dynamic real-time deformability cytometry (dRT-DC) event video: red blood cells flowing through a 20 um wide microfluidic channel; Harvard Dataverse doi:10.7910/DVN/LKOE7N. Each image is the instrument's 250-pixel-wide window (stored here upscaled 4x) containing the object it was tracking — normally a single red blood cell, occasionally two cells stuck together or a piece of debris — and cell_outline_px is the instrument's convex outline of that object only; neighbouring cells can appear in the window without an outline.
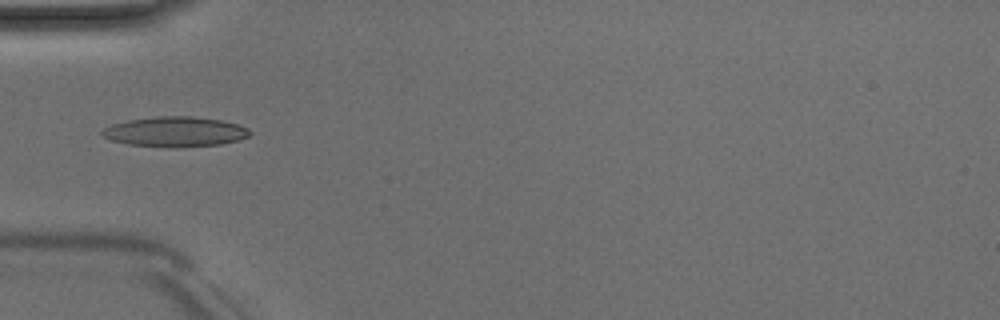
{"species": "Egyptian fruit bat (a non-hibernating species)", "species_latin": "Rousettus aegyptiacus", "temperature_condition": "room temperature", "stored_images_in_passage": 4, "camera_frame_rate_fps": 3000, "um_per_image_px": 0.085, "animal": {"sex": "male"}, "frame": {"image": 1, "passage_image": 4, "time_ms": 4.333, "image_size_px": [1000, 320], "cell_outline_px": [[252, 132], [248, 136], [236, 140], [220, 144], [176, 148], [172, 148], [128, 144], [112, 140], [104, 136], [100, 132], [104, 128], [112, 124], [128, 120], [160, 116], [192, 116], [220, 120], [236, 124], [248, 128]], "centroid_in_image_um": [14.88, 11.2], "position_along_channel_um": 70.1, "area_um2": 25.72}}